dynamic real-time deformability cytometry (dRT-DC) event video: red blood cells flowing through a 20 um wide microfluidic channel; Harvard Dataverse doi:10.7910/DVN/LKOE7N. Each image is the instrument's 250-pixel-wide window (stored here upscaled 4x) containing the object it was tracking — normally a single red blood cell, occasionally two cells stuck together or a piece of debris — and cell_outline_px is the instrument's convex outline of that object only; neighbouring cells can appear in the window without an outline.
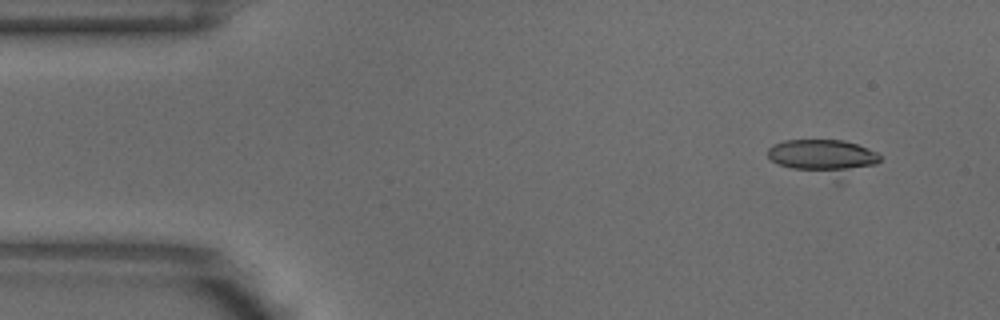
{"species": "common noctule bat (a hibernating species)", "species_latin": "Nyctalus noctula", "temperature_condition": "warm", "stored_images_in_passage": 3, "camera_frame_rate_fps": 3000, "um_per_image_px": 0.085, "animal": {"sex": "male", "body_mass_g": 18.8}, "frame": {"image": 1, "passage_image": 1, "time_ms": 0.0, "image_size_px": [1000, 320], "cell_outline_px": [[880, 160], [876, 164], [836, 184], [780, 164], [772, 160], [768, 156], [768, 148], [772, 144], [784, 140], [844, 140], [868, 148], [876, 152], [880, 156]], "centroid_in_image_um": [70.04, 13.42], "position_along_channel_um": 15.0, "area_um2": 23.99}}